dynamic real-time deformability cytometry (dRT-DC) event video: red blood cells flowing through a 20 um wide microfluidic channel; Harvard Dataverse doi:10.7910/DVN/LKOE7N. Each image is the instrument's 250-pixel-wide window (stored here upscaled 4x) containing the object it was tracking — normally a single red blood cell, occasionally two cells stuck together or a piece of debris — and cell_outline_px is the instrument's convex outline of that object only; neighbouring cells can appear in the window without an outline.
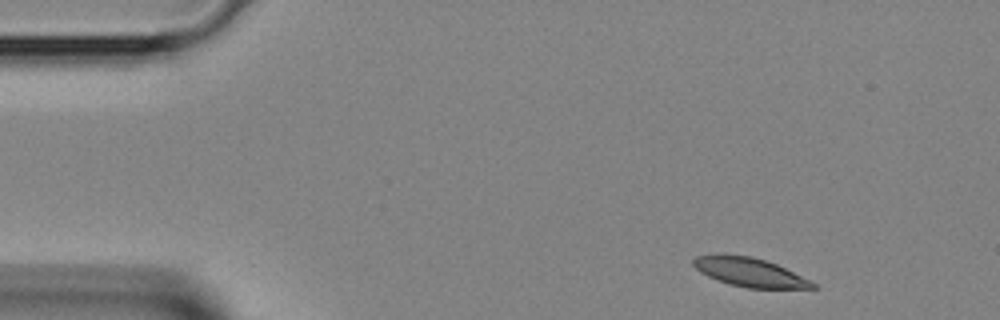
{"species": "Egyptian fruit bat (a non-hibernating species)", "species_latin": "Rousettus aegyptiacus", "temperature_condition": "room temperature", "stored_images_in_passage": 4, "segment_of_instrument_passage": [1, 2], "camera_frame_rate_fps": 3000, "um_per_image_px": 0.085, "animal": {"sex": "female"}, "frame": {"image": 1, "passage_image": 1, "time_ms": 0.0, "image_size_px": [1000, 320], "cell_outline_px": [[816, 288], [748, 288], [728, 284], [716, 280], [700, 272], [692, 264], [692, 260], [696, 256], [752, 256], [776, 264], [816, 284]], "centroid_in_image_um": [63.7, 23.17], "position_along_channel_um": 21.3, "area_um2": 19.36}}